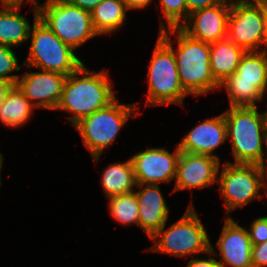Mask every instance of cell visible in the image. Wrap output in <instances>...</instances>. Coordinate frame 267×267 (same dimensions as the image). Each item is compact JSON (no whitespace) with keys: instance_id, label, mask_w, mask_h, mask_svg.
I'll list each match as a JSON object with an SVG mask.
<instances>
[{"instance_id":"ac0fdd59","label":"cell","mask_w":267,"mask_h":267,"mask_svg":"<svg viewBox=\"0 0 267 267\" xmlns=\"http://www.w3.org/2000/svg\"><path fill=\"white\" fill-rule=\"evenodd\" d=\"M134 192L139 205V228L150 239L169 221L170 207L160 185L137 184Z\"/></svg>"},{"instance_id":"836d02e7","label":"cell","mask_w":267,"mask_h":267,"mask_svg":"<svg viewBox=\"0 0 267 267\" xmlns=\"http://www.w3.org/2000/svg\"><path fill=\"white\" fill-rule=\"evenodd\" d=\"M14 85L13 82L0 79V107Z\"/></svg>"},{"instance_id":"44dd1931","label":"cell","mask_w":267,"mask_h":267,"mask_svg":"<svg viewBox=\"0 0 267 267\" xmlns=\"http://www.w3.org/2000/svg\"><path fill=\"white\" fill-rule=\"evenodd\" d=\"M245 51L227 37L210 43V66L215 80L220 84L237 69Z\"/></svg>"},{"instance_id":"2e32d148","label":"cell","mask_w":267,"mask_h":267,"mask_svg":"<svg viewBox=\"0 0 267 267\" xmlns=\"http://www.w3.org/2000/svg\"><path fill=\"white\" fill-rule=\"evenodd\" d=\"M231 0H223L212 7L188 15L179 28L193 39L213 43L227 37V21Z\"/></svg>"},{"instance_id":"9c48e42d","label":"cell","mask_w":267,"mask_h":267,"mask_svg":"<svg viewBox=\"0 0 267 267\" xmlns=\"http://www.w3.org/2000/svg\"><path fill=\"white\" fill-rule=\"evenodd\" d=\"M219 90L227 93L229 107H261L267 94V51L245 52Z\"/></svg>"},{"instance_id":"e0dca14e","label":"cell","mask_w":267,"mask_h":267,"mask_svg":"<svg viewBox=\"0 0 267 267\" xmlns=\"http://www.w3.org/2000/svg\"><path fill=\"white\" fill-rule=\"evenodd\" d=\"M225 143L227 127L223 112L197 123L177 142L181 152L211 155L220 160L215 151Z\"/></svg>"},{"instance_id":"3957f363","label":"cell","mask_w":267,"mask_h":267,"mask_svg":"<svg viewBox=\"0 0 267 267\" xmlns=\"http://www.w3.org/2000/svg\"><path fill=\"white\" fill-rule=\"evenodd\" d=\"M227 141L236 164L267 166L264 111L259 106L229 107L224 111Z\"/></svg>"},{"instance_id":"e575fe53","label":"cell","mask_w":267,"mask_h":267,"mask_svg":"<svg viewBox=\"0 0 267 267\" xmlns=\"http://www.w3.org/2000/svg\"><path fill=\"white\" fill-rule=\"evenodd\" d=\"M261 12L264 26V50L267 51V0H261Z\"/></svg>"},{"instance_id":"277c9868","label":"cell","mask_w":267,"mask_h":267,"mask_svg":"<svg viewBox=\"0 0 267 267\" xmlns=\"http://www.w3.org/2000/svg\"><path fill=\"white\" fill-rule=\"evenodd\" d=\"M119 101L117 97L107 107L84 117L73 126L96 164L105 149L114 144L129 119L143 115L138 106L142 101L126 104Z\"/></svg>"},{"instance_id":"5bb4252c","label":"cell","mask_w":267,"mask_h":267,"mask_svg":"<svg viewBox=\"0 0 267 267\" xmlns=\"http://www.w3.org/2000/svg\"><path fill=\"white\" fill-rule=\"evenodd\" d=\"M221 160L205 154L181 152L171 194L217 185Z\"/></svg>"},{"instance_id":"cb8c5ba5","label":"cell","mask_w":267,"mask_h":267,"mask_svg":"<svg viewBox=\"0 0 267 267\" xmlns=\"http://www.w3.org/2000/svg\"><path fill=\"white\" fill-rule=\"evenodd\" d=\"M109 216L120 225L139 228V205L135 192L107 198Z\"/></svg>"},{"instance_id":"4fadbf2b","label":"cell","mask_w":267,"mask_h":267,"mask_svg":"<svg viewBox=\"0 0 267 267\" xmlns=\"http://www.w3.org/2000/svg\"><path fill=\"white\" fill-rule=\"evenodd\" d=\"M239 222V219L225 217L216 246L210 242V251L223 267H253L249 232L247 226Z\"/></svg>"},{"instance_id":"7a4b0ae2","label":"cell","mask_w":267,"mask_h":267,"mask_svg":"<svg viewBox=\"0 0 267 267\" xmlns=\"http://www.w3.org/2000/svg\"><path fill=\"white\" fill-rule=\"evenodd\" d=\"M158 34L172 47L182 87L189 95L201 98L219 90L220 84L211 72L209 43L191 38L179 27L161 30Z\"/></svg>"},{"instance_id":"484cf974","label":"cell","mask_w":267,"mask_h":267,"mask_svg":"<svg viewBox=\"0 0 267 267\" xmlns=\"http://www.w3.org/2000/svg\"><path fill=\"white\" fill-rule=\"evenodd\" d=\"M14 49L16 48L0 45V79L13 82L16 85L20 77L17 72H20L22 67L19 64L21 63L19 62V55Z\"/></svg>"},{"instance_id":"6da1fadb","label":"cell","mask_w":267,"mask_h":267,"mask_svg":"<svg viewBox=\"0 0 267 267\" xmlns=\"http://www.w3.org/2000/svg\"><path fill=\"white\" fill-rule=\"evenodd\" d=\"M84 62L74 73L66 77L60 103L55 111L67 112L66 122L74 126L84 117L107 107L117 98L115 84L109 70L89 69Z\"/></svg>"},{"instance_id":"83f0119b","label":"cell","mask_w":267,"mask_h":267,"mask_svg":"<svg viewBox=\"0 0 267 267\" xmlns=\"http://www.w3.org/2000/svg\"><path fill=\"white\" fill-rule=\"evenodd\" d=\"M200 256L201 255L188 258L189 260H187V265L185 267H223L210 250L203 254V256Z\"/></svg>"},{"instance_id":"74e56055","label":"cell","mask_w":267,"mask_h":267,"mask_svg":"<svg viewBox=\"0 0 267 267\" xmlns=\"http://www.w3.org/2000/svg\"><path fill=\"white\" fill-rule=\"evenodd\" d=\"M264 115H265L266 140H267V109L264 110Z\"/></svg>"},{"instance_id":"7402d4cb","label":"cell","mask_w":267,"mask_h":267,"mask_svg":"<svg viewBox=\"0 0 267 267\" xmlns=\"http://www.w3.org/2000/svg\"><path fill=\"white\" fill-rule=\"evenodd\" d=\"M101 172L100 184L105 198L134 192L137 183L130 157L110 163Z\"/></svg>"},{"instance_id":"ba28073f","label":"cell","mask_w":267,"mask_h":267,"mask_svg":"<svg viewBox=\"0 0 267 267\" xmlns=\"http://www.w3.org/2000/svg\"><path fill=\"white\" fill-rule=\"evenodd\" d=\"M225 217L265 196V166L222 162L217 180Z\"/></svg>"},{"instance_id":"8992f818","label":"cell","mask_w":267,"mask_h":267,"mask_svg":"<svg viewBox=\"0 0 267 267\" xmlns=\"http://www.w3.org/2000/svg\"><path fill=\"white\" fill-rule=\"evenodd\" d=\"M32 12L30 46L22 68L58 72L66 76L74 73L84 61L38 18V10L32 9Z\"/></svg>"},{"instance_id":"4316f807","label":"cell","mask_w":267,"mask_h":267,"mask_svg":"<svg viewBox=\"0 0 267 267\" xmlns=\"http://www.w3.org/2000/svg\"><path fill=\"white\" fill-rule=\"evenodd\" d=\"M252 245L267 241V215L258 216L247 227Z\"/></svg>"},{"instance_id":"8fae6325","label":"cell","mask_w":267,"mask_h":267,"mask_svg":"<svg viewBox=\"0 0 267 267\" xmlns=\"http://www.w3.org/2000/svg\"><path fill=\"white\" fill-rule=\"evenodd\" d=\"M227 38L245 52L264 50L261 0H231Z\"/></svg>"},{"instance_id":"30bf717a","label":"cell","mask_w":267,"mask_h":267,"mask_svg":"<svg viewBox=\"0 0 267 267\" xmlns=\"http://www.w3.org/2000/svg\"><path fill=\"white\" fill-rule=\"evenodd\" d=\"M38 18L75 51L99 36L94 30L91 12L72 5L68 0H44Z\"/></svg>"},{"instance_id":"603a6c76","label":"cell","mask_w":267,"mask_h":267,"mask_svg":"<svg viewBox=\"0 0 267 267\" xmlns=\"http://www.w3.org/2000/svg\"><path fill=\"white\" fill-rule=\"evenodd\" d=\"M37 108L14 85L0 107V124L8 129H20L33 119Z\"/></svg>"},{"instance_id":"f546056e","label":"cell","mask_w":267,"mask_h":267,"mask_svg":"<svg viewBox=\"0 0 267 267\" xmlns=\"http://www.w3.org/2000/svg\"><path fill=\"white\" fill-rule=\"evenodd\" d=\"M223 0H186L187 5V18L188 15L192 14L195 11L212 7L216 4H219Z\"/></svg>"},{"instance_id":"d590c367","label":"cell","mask_w":267,"mask_h":267,"mask_svg":"<svg viewBox=\"0 0 267 267\" xmlns=\"http://www.w3.org/2000/svg\"><path fill=\"white\" fill-rule=\"evenodd\" d=\"M4 160H5V157H4V154L3 153H1V151H0V187H1V185H3V183H2V175H1V173H2V170H3V163H4Z\"/></svg>"},{"instance_id":"f1b7e54d","label":"cell","mask_w":267,"mask_h":267,"mask_svg":"<svg viewBox=\"0 0 267 267\" xmlns=\"http://www.w3.org/2000/svg\"><path fill=\"white\" fill-rule=\"evenodd\" d=\"M253 267H267V241L258 245H252Z\"/></svg>"},{"instance_id":"d6986e66","label":"cell","mask_w":267,"mask_h":267,"mask_svg":"<svg viewBox=\"0 0 267 267\" xmlns=\"http://www.w3.org/2000/svg\"><path fill=\"white\" fill-rule=\"evenodd\" d=\"M22 7L0 5V45L13 48L28 43L31 29L30 20L21 14Z\"/></svg>"},{"instance_id":"8d00e7d4","label":"cell","mask_w":267,"mask_h":267,"mask_svg":"<svg viewBox=\"0 0 267 267\" xmlns=\"http://www.w3.org/2000/svg\"><path fill=\"white\" fill-rule=\"evenodd\" d=\"M265 197H267V166H265Z\"/></svg>"},{"instance_id":"9a60e30c","label":"cell","mask_w":267,"mask_h":267,"mask_svg":"<svg viewBox=\"0 0 267 267\" xmlns=\"http://www.w3.org/2000/svg\"><path fill=\"white\" fill-rule=\"evenodd\" d=\"M37 70L20 73L16 85L37 110L54 111L60 103L67 76L58 72Z\"/></svg>"},{"instance_id":"d4e9b609","label":"cell","mask_w":267,"mask_h":267,"mask_svg":"<svg viewBox=\"0 0 267 267\" xmlns=\"http://www.w3.org/2000/svg\"><path fill=\"white\" fill-rule=\"evenodd\" d=\"M156 8H160L159 31L179 27L187 19L186 0H158Z\"/></svg>"},{"instance_id":"d6a6232c","label":"cell","mask_w":267,"mask_h":267,"mask_svg":"<svg viewBox=\"0 0 267 267\" xmlns=\"http://www.w3.org/2000/svg\"><path fill=\"white\" fill-rule=\"evenodd\" d=\"M72 5L91 12L103 0H68Z\"/></svg>"},{"instance_id":"5b68a950","label":"cell","mask_w":267,"mask_h":267,"mask_svg":"<svg viewBox=\"0 0 267 267\" xmlns=\"http://www.w3.org/2000/svg\"><path fill=\"white\" fill-rule=\"evenodd\" d=\"M185 213L177 221L166 228V224L150 238L154 244L146 248L145 252L167 254L180 259L199 256L210 250L208 231L201 222L192 198Z\"/></svg>"},{"instance_id":"52a82bcc","label":"cell","mask_w":267,"mask_h":267,"mask_svg":"<svg viewBox=\"0 0 267 267\" xmlns=\"http://www.w3.org/2000/svg\"><path fill=\"white\" fill-rule=\"evenodd\" d=\"M151 54L144 109L172 104L185 109L184 100L190 95L182 87L172 47L157 34Z\"/></svg>"},{"instance_id":"7c38bea8","label":"cell","mask_w":267,"mask_h":267,"mask_svg":"<svg viewBox=\"0 0 267 267\" xmlns=\"http://www.w3.org/2000/svg\"><path fill=\"white\" fill-rule=\"evenodd\" d=\"M171 152L166 147H147L133 155L131 162L137 184H169L175 181L181 151L175 144Z\"/></svg>"},{"instance_id":"4dcf8cb0","label":"cell","mask_w":267,"mask_h":267,"mask_svg":"<svg viewBox=\"0 0 267 267\" xmlns=\"http://www.w3.org/2000/svg\"><path fill=\"white\" fill-rule=\"evenodd\" d=\"M27 3L35 10H39L42 4L40 3V0H0L1 6L23 7V5Z\"/></svg>"},{"instance_id":"1f68e13d","label":"cell","mask_w":267,"mask_h":267,"mask_svg":"<svg viewBox=\"0 0 267 267\" xmlns=\"http://www.w3.org/2000/svg\"><path fill=\"white\" fill-rule=\"evenodd\" d=\"M154 1L156 0H124L126 3L127 7L132 11V10H139L141 11L148 9L149 5L151 6L152 3H155Z\"/></svg>"},{"instance_id":"ffe728a7","label":"cell","mask_w":267,"mask_h":267,"mask_svg":"<svg viewBox=\"0 0 267 267\" xmlns=\"http://www.w3.org/2000/svg\"><path fill=\"white\" fill-rule=\"evenodd\" d=\"M128 11L124 0H103L91 11L94 30L105 37L118 33L127 23Z\"/></svg>"}]
</instances>
